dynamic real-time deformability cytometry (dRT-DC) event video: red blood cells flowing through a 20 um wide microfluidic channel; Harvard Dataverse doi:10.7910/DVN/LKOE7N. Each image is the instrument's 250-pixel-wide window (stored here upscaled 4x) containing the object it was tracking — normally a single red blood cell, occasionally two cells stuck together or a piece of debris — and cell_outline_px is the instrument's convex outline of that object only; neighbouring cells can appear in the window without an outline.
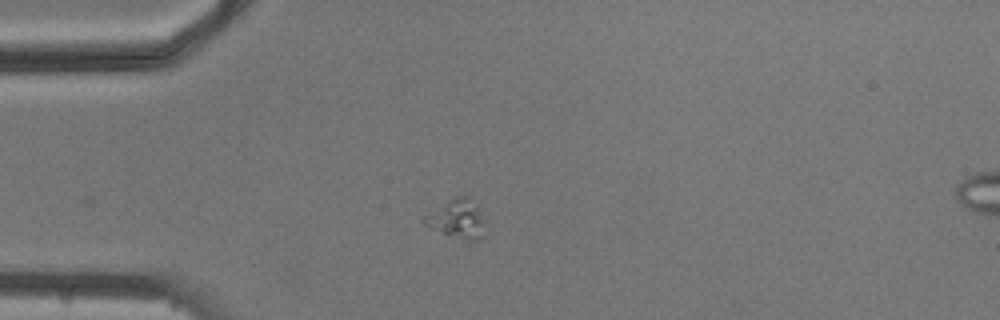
{"species": "common noctule bat (a hibernating species)", "species_latin": "Nyctalus noctula", "temperature_condition": "cold", "stored_images_in_passage": 2, "camera_frame_rate_fps": 3000, "um_per_image_px": 0.085, "animal": {"sex": "male", "body_mass_g": 20.5, "forearm_length_mm": 52.5}, "frame": {"image": 1, "passage_image": 1, "time_ms": 0.0, "image_size_px": [1000, 320], "cell_outline_px": [[484, 224], [480, 240], [472, 240], [444, 232], [432, 228], [424, 224], [420, 220], [424, 216], [448, 200], [456, 196], [472, 196]], "centroid_in_image_um": [38.83, 18.55], "position_along_channel_um": 46.2, "area_um2": 13.06}}